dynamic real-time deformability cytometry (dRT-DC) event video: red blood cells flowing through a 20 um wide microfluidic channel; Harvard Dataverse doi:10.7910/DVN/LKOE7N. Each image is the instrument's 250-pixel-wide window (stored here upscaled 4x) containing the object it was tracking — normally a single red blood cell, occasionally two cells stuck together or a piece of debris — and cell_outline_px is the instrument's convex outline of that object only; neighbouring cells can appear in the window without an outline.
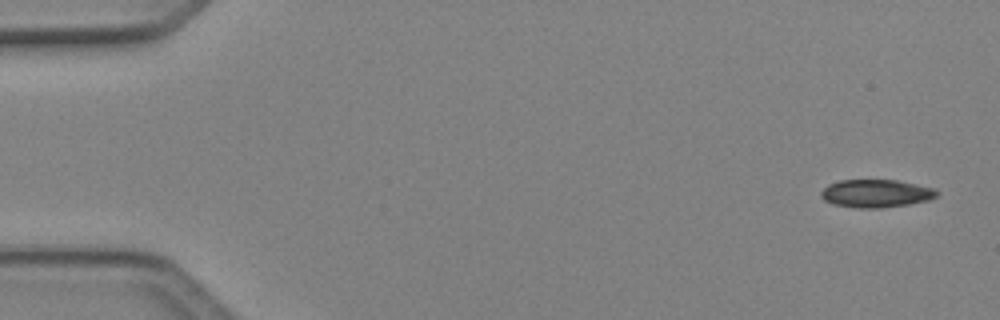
{"species": "Egyptian fruit bat (a non-hibernating species)", "species_latin": "Rousettus aegyptiacus", "temperature_condition": "cold", "stored_images_in_passage": 6, "segment_of_instrument_passage": [2, 2], "camera_frame_rate_fps": 3000, "um_per_image_px": 0.085, "animal": {"sex": "female"}, "frame": {"image": 1, "passage_image": 6, "time_ms": 1.667, "image_size_px": [1000, 320], "cell_outline_px": [[940, 192], [936, 196], [928, 200], [908, 204], [880, 208], [860, 208], [832, 204], [824, 200], [820, 196], [820, 192], [828, 184], [840, 180], [896, 180], [936, 188]], "centroid_in_image_um": [74.46, 16.44], "position_along_channel_um": 10.5, "area_um2": 18.9}}